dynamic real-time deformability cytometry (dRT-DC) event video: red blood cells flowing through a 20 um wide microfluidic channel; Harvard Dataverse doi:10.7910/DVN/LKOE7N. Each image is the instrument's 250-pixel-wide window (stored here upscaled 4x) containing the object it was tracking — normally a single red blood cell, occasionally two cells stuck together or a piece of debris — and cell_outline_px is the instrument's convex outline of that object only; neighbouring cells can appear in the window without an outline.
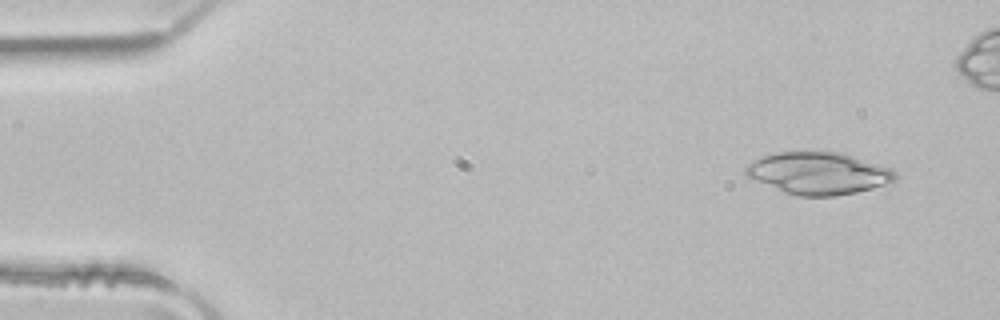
{"species": "common noctule bat (a hibernating species)", "species_latin": "Nyctalus noctula", "temperature_condition": "room temperature", "stored_images_in_passage": 4, "camera_frame_rate_fps": 3000, "um_per_image_px": 0.085, "animal": {"sex": "male", "body_mass_g": 21.5, "forearm_length_mm": 52.0}, "frame": {"image": 1, "passage_image": 1, "time_ms": 0.0, "image_size_px": [1000, 320], "cell_outline_px": [[896, 180], [892, 184], [856, 192], [836, 196], [800, 196], [784, 192], [756, 180], [748, 176], [744, 172], [744, 164], [764, 156], [780, 152], [844, 152], [892, 168], [896, 172]], "centroid_in_image_um": [69.63, 14.72], "position_along_channel_um": 15.4, "area_um2": 36.93}}